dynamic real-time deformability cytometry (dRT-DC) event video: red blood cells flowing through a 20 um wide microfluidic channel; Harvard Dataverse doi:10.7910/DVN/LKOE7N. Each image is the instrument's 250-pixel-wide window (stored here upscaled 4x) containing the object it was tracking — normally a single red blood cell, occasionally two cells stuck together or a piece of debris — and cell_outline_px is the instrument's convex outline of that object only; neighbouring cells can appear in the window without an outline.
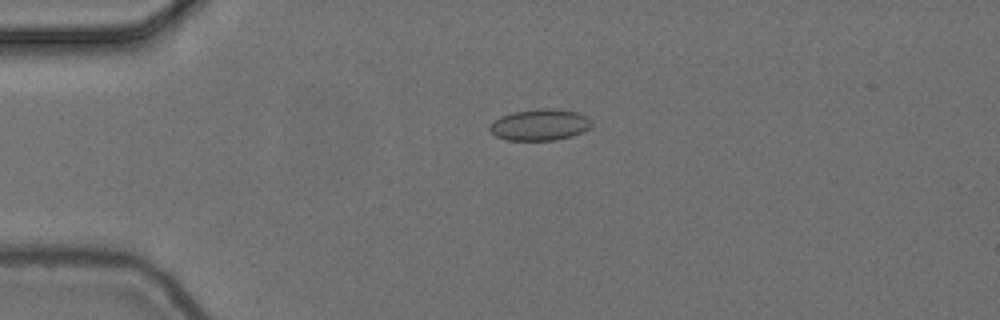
{"species": "common noctule bat (a hibernating species)", "species_latin": "Nyctalus noctula", "temperature_condition": "cold", "stored_images_in_passage": 5, "camera_frame_rate_fps": 3000, "um_per_image_px": 0.085, "animal": {"sex": "female", "body_mass_g": 24.6, "forearm_length_mm": 56.2}, "frame": {"image": 1, "passage_image": 4, "time_ms": 1.0, "image_size_px": [1000, 320], "cell_outline_px": [[592, 124], [588, 128], [572, 136], [556, 140], [504, 140], [496, 136], [488, 128], [488, 124], [492, 120], [500, 116], [512, 112], [544, 108], [576, 112], [588, 116], [592, 120]], "centroid_in_image_um": [45.84, 10.61], "position_along_channel_um": 39.2, "area_um2": 18.67}}